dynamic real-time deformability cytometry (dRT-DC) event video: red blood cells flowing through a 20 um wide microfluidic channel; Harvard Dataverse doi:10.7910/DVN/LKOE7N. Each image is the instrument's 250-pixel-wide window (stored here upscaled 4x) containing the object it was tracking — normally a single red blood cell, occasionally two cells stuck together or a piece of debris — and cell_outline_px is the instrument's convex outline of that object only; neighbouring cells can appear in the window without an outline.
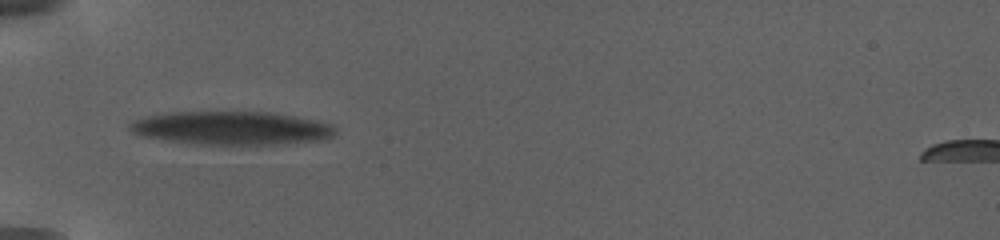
{"species": "human", "species_latin": "Homo sapiens", "temperature_condition": "warm", "stored_images_in_passage": 34, "camera_frame_rate_fps": 3000, "um_per_image_px": 0.085, "donor": {"sex": "female"}, "frame": {"image": 1, "passage_image": 1, "time_ms": 0.0, "image_size_px": [1000, 240], "cell_outline_px": [[336, 132], [328, 140], [284, 144], [188, 144], [136, 136], [128, 128], [128, 124], [132, 120], [148, 116], [168, 112], [268, 112], [316, 120], [332, 124], [336, 128]], "centroid_in_image_um": [19.64, 10.9], "position_along_channel_um": 65.4, "area_um2": 40.58}}
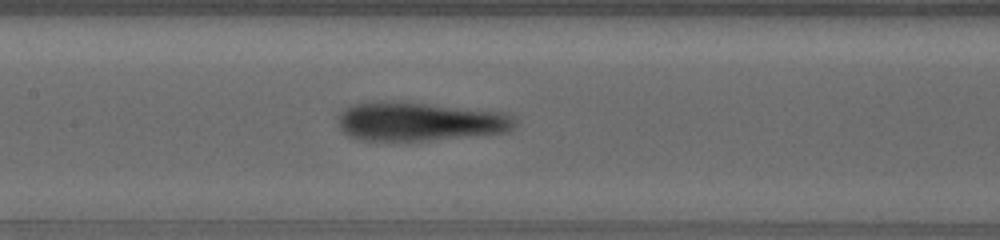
{"frame": {"image": 2, "passage_image": 15, "time_ms": 4.0, "image_size_px": [1000, 240], "cell_outline_px": [[516, 124], [512, 128], [504, 132], [428, 140], [356, 140], [348, 136], [336, 124], [340, 112], [348, 104], [364, 100], [404, 100], [504, 112], [512, 116], [516, 120]], "centroid_in_image_um": [35.54, 10.27], "position_along_channel_um": 171.9, "area_um2": 40.98}}
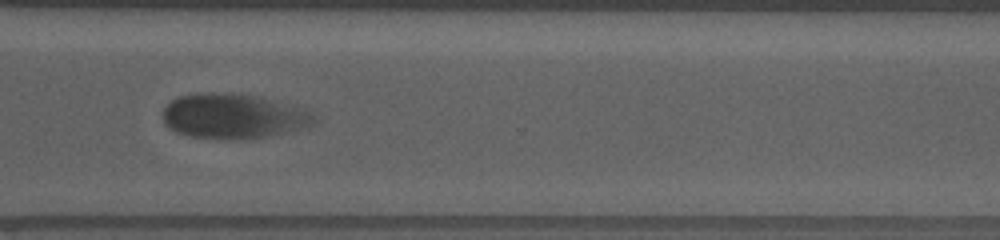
{"frame": {"image": 3, "passage_image": 33, "time_ms": 10.333, "image_size_px": [1000, 240], "cell_outline_px": [[316, 120], [312, 124], [284, 132], [268, 136], [248, 140], [228, 140], [188, 136], [176, 132], [164, 120], [164, 108], [172, 100], [180, 96], [212, 92], [232, 92], [256, 96], [296, 108], [308, 112]], "centroid_in_image_um": [19.75, 9.89], "position_along_channel_um": 350.8, "area_um2": 38.78}}